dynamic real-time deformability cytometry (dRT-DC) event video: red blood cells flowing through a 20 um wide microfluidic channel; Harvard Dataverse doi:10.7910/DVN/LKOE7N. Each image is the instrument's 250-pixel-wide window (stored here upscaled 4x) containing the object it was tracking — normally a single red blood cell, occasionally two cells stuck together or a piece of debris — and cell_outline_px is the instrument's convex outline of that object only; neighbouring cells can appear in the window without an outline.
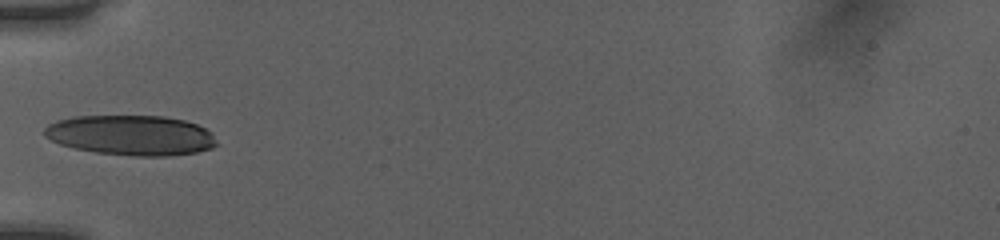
{"species": "human", "species_latin": "Homo sapiens", "temperature_condition": "room temperature", "stored_images_in_passage": 28, "camera_frame_rate_fps": 3000, "um_per_image_px": 0.085, "donor": {"sex": "female"}, "frame": {"image": 1, "passage_image": 1, "time_ms": 0.0, "image_size_px": [1000, 240], "cell_outline_px": [[220, 144], [212, 148], [196, 152], [168, 156], [136, 156], [96, 152], [76, 148], [60, 144], [44, 136], [44, 128], [48, 124], [56, 120], [72, 116], [164, 116], [184, 120], [196, 124], [212, 132]], "centroid_in_image_um": [11.16, 11.49], "position_along_channel_um": 73.8, "area_um2": 40.4}}
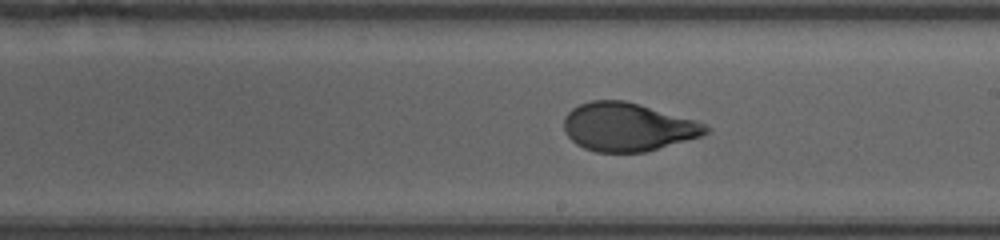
{"frame": {"image": 2, "passage_image": 13, "time_ms": 4.0, "image_size_px": [1000, 240], "cell_outline_px": [[712, 128], [708, 132], [700, 136], [648, 152], [596, 152], [584, 148], [576, 144], [568, 136], [564, 128], [564, 116], [572, 108], [580, 104], [592, 100], [624, 100], [640, 104], [696, 120], [708, 124]], "centroid_in_image_um": [53.38, 10.79], "position_along_channel_um": 235.6, "area_um2": 40.17}}
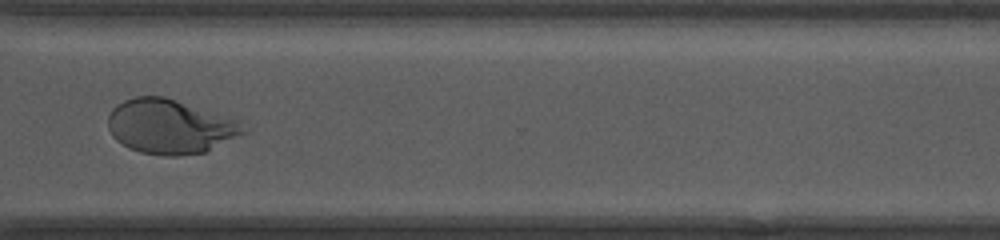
{"frame": {"image": 3, "passage_image": 22, "time_ms": 7.0, "image_size_px": [1000, 240], "cell_outline_px": [[248, 132], [204, 152], [180, 156], [164, 156], [140, 152], [128, 148], [116, 140], [112, 136], [108, 128], [108, 116], [112, 108], [116, 104], [124, 100], [136, 96], [164, 96], [240, 120]], "centroid_in_image_um": [14.45, 10.76], "position_along_channel_um": 356.2, "area_um2": 43.18}, "authors_computed_cell_mechanics": {"area_um2": 40.5178, "velocity_mm_per_s": 4.0352, "shape_relaxation_time_tau1_ms": 4.6738, "shape_relaxation_time_tau2_ms": null, "deformation_change_tau1": 0.1985, "deformation_change_tau2": null}}